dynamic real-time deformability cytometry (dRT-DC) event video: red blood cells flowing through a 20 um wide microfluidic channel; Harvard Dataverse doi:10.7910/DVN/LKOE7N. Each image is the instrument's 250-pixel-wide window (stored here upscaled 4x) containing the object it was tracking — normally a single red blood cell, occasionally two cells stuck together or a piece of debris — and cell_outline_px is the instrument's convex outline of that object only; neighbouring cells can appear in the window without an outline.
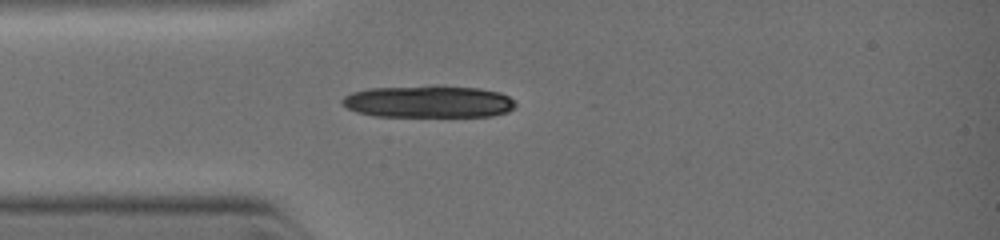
{"species": "common noctule bat (a hibernating species)", "species_latin": "Nyctalus noctula", "temperature_condition": "warm", "stored_images_in_passage": 5, "camera_frame_rate_fps": 3000, "um_per_image_px": 0.085, "animal": {"sex": "female", "body_mass_g": 19.0, "forearm_length_mm": 51.5}, "frame": {"image": 1, "passage_image": 1, "time_ms": 0.0, "image_size_px": [1000, 240], "cell_outline_px": [[516, 104], [508, 112], [492, 116], [376, 116], [356, 112], [340, 104], [340, 100], [344, 96], [352, 92], [368, 88], [432, 84], [436, 84], [480, 88], [500, 92], [508, 96]], "centroid_in_image_um": [36.38, 8.61], "position_along_channel_um": 48.6, "area_um2": 33.18}}